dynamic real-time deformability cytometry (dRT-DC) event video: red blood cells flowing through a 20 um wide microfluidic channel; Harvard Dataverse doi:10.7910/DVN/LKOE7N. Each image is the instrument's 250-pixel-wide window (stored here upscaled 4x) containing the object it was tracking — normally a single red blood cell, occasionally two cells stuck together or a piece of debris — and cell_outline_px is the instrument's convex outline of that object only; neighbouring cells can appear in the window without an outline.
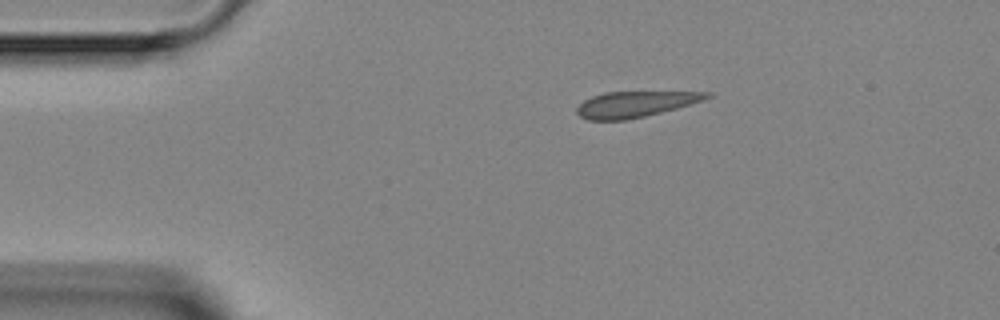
{"species": "Egyptian fruit bat (a non-hibernating species)", "species_latin": "Rousettus aegyptiacus", "temperature_condition": "room temperature", "stored_images_in_passage": 3, "camera_frame_rate_fps": 3000, "um_per_image_px": 0.085, "animal": {"sex": "female"}, "frame": {"image": 1, "passage_image": 1, "time_ms": 0.0, "image_size_px": [1000, 320], "cell_outline_px": [[712, 96], [676, 108], [644, 116], [624, 120], [588, 120], [580, 116], [576, 112], [576, 108], [584, 100], [592, 96], [604, 92], [712, 92]], "centroid_in_image_um": [53.92, 8.85], "position_along_channel_um": 31.1, "area_um2": 19.19}}
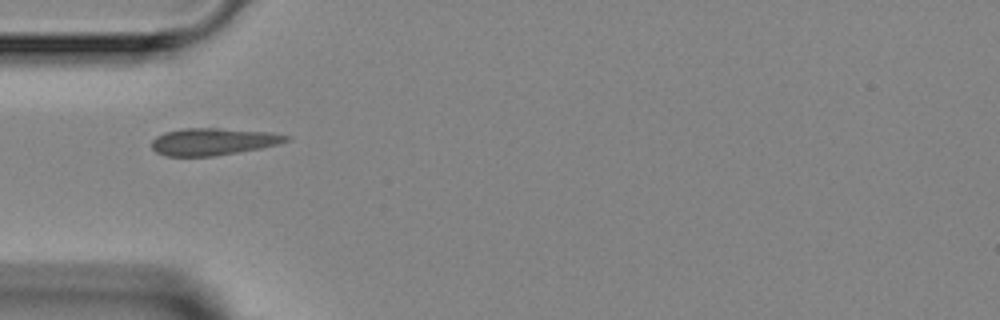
{"frame": {"image": 2, "passage_image": 2, "time_ms": 2.0, "image_size_px": [1000, 320], "cell_outline_px": [[292, 140], [260, 148], [212, 156], [168, 156], [156, 152], [152, 148], [152, 140], [156, 136], [164, 132], [180, 128], [220, 128], [272, 132], [292, 136]], "centroid_in_image_um": [18.13, 12.02], "position_along_channel_um": 66.9, "area_um2": 21.33}}
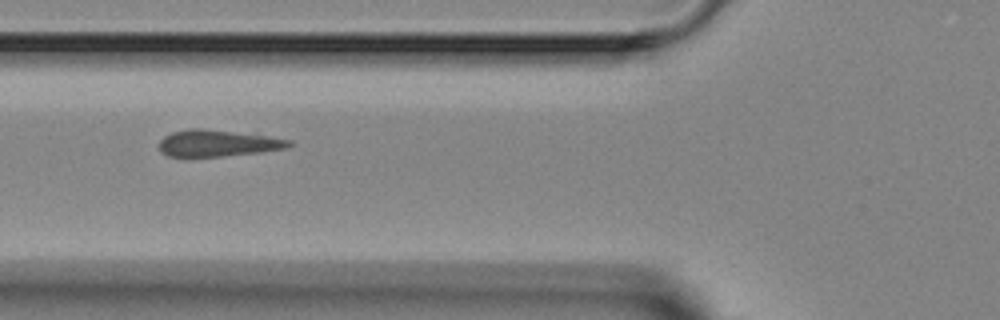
{"frame": {"image": 3, "passage_image": 3, "time_ms": 3.0, "image_size_px": [1000, 320], "cell_outline_px": [[292, 144], [284, 148], [260, 152], [224, 156], [168, 156], [160, 152], [160, 140], [164, 136], [172, 132], [188, 128], [200, 128], [256, 132], [292, 140]], "centroid_in_image_um": [18.57, 12.13], "position_along_channel_um": 107.2, "area_um2": 20.69}}